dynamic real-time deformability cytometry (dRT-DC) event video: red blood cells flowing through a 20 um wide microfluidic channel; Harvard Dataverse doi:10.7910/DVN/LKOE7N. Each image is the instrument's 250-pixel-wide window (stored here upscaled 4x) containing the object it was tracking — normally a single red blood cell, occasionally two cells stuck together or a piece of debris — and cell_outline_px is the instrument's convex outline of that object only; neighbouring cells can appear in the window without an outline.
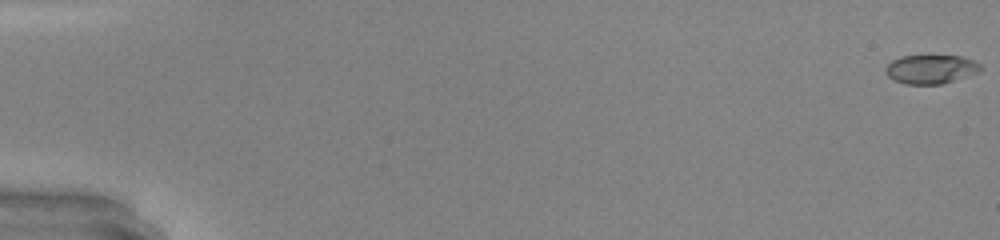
{"species": "common noctule bat (a hibernating species)", "species_latin": "Nyctalus noctula", "temperature_condition": "warm", "stored_images_in_passage": 49, "camera_frame_rate_fps": 3000, "um_per_image_px": 0.085, "animal": {"sex": "male", "body_mass_g": 20.0, "forearm_length_mm": 53.3}, "frame": {"image": 1, "passage_image": 1, "time_ms": 0.0, "image_size_px": [1000, 240], "cell_outline_px": [[984, 68], [980, 72], [940, 84], [904, 84], [892, 80], [888, 76], [884, 68], [892, 60], [900, 56], [960, 56], [972, 60], [980, 64]], "centroid_in_image_um": [79.11, 5.88], "position_along_channel_um": 5.9, "area_um2": 16.01}}
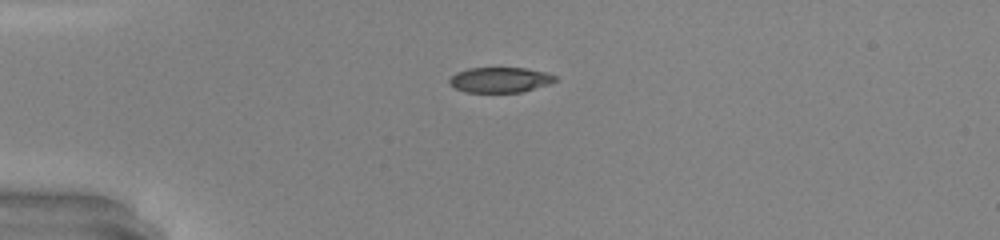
{"frame": {"image": 2, "passage_image": 14, "time_ms": 4.333, "image_size_px": [1000, 240], "cell_outline_px": [[560, 80], [548, 84], [520, 92], [464, 92], [448, 84], [448, 80], [456, 72], [468, 68], [528, 68], [544, 72], [556, 76]], "centroid_in_image_um": [42.49, 6.78], "position_along_channel_um": 42.5, "area_um2": 15.61}}
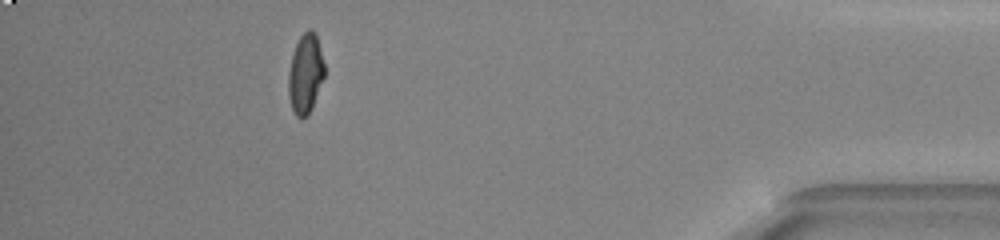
{"frame": {"image": 3, "passage_image": 45, "time_ms": 14.667, "image_size_px": [1000, 240], "cell_outline_px": [[324, 76], [312, 108], [308, 116], [300, 120], [296, 116], [292, 108], [288, 96], [288, 72], [292, 56], [296, 44], [300, 36], [308, 28], [312, 28], [316, 32], [324, 64]], "centroid_in_image_um": [25.96, 6.27], "position_along_channel_um": 409.2, "area_um2": 16.88}, "authors_computed_cell_mechanics": {"area_um2": 16.8776, "velocity_mm_per_s": 4.3381, "shape_relaxation_time_tau1_ms": 5.9188, "shape_relaxation_time_tau2_ms": 0.9456, "deformation_change_tau1": 0.2154, "deformation_change_tau2": 0.0498}}